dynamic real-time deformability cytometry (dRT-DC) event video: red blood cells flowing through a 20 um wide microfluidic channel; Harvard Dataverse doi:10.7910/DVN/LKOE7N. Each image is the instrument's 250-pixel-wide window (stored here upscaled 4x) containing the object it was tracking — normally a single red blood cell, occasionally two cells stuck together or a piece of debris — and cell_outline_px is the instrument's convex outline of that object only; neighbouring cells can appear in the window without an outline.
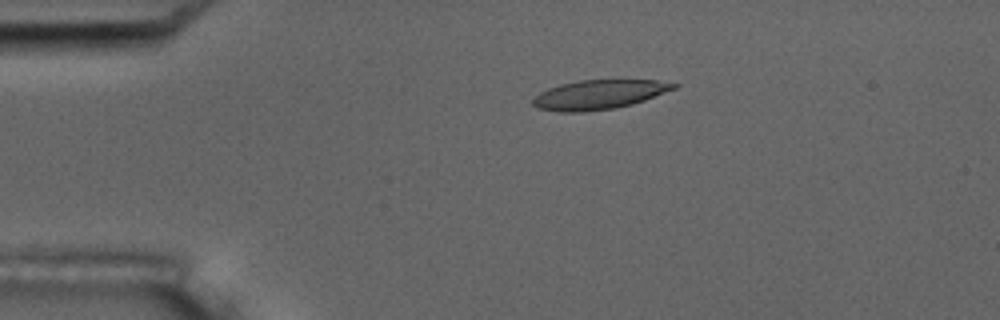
{"species": "common noctule bat (a hibernating species)", "species_latin": "Nyctalus noctula", "temperature_condition": "room temperature", "stored_images_in_passage": 5, "camera_frame_rate_fps": 3000, "um_per_image_px": 0.085, "animal": {"sex": "male", "body_mass_g": 17.5, "forearm_length_mm": 52.3}, "frame": {"image": 1, "passage_image": 4, "time_ms": 3.333, "image_size_px": [1000, 320], "cell_outline_px": [[680, 84], [676, 88], [644, 100], [632, 104], [616, 108], [584, 112], [560, 112], [540, 108], [532, 104], [532, 100], [540, 92], [548, 88], [560, 84], [580, 80], [656, 80]], "centroid_in_image_um": [50.91, 8.04], "position_along_channel_um": 34.1, "area_um2": 23.99}}